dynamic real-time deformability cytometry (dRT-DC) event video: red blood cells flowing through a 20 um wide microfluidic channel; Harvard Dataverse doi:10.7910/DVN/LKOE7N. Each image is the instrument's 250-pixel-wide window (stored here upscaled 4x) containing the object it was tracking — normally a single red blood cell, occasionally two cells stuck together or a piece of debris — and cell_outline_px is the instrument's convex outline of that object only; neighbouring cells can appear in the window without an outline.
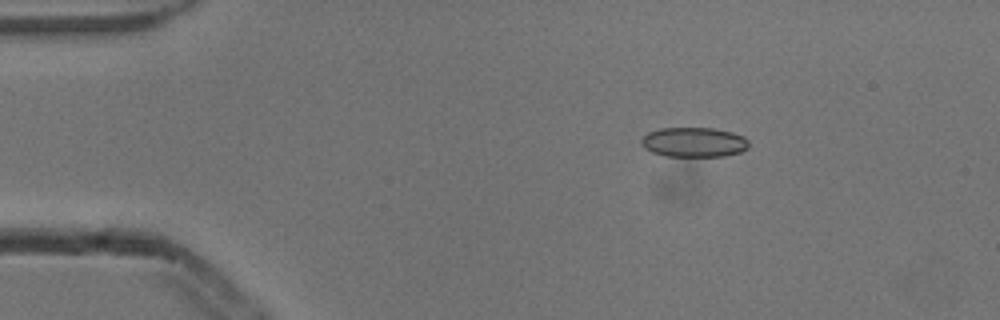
{"species": "common noctule bat (a hibernating species)", "species_latin": "Nyctalus noctula", "temperature_condition": "cold", "stored_images_in_passage": 5, "camera_frame_rate_fps": 3000, "um_per_image_px": 0.085, "animal": {"sex": "male", "body_mass_g": 13.3}, "frame": {"image": 1, "passage_image": 3, "time_ms": 0.667, "image_size_px": [1000, 320], "cell_outline_px": [[748, 148], [740, 152], [724, 156], [664, 156], [652, 152], [644, 148], [640, 140], [648, 132], [660, 128], [712, 128], [732, 132], [744, 136], [748, 140]], "centroid_in_image_um": [58.98, 12.08], "position_along_channel_um": 26.0, "area_um2": 18.67}}
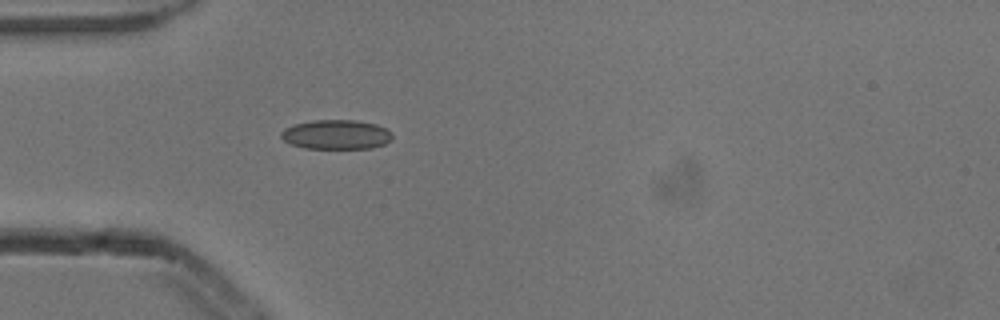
{"frame": {"image": 2, "passage_image": 5, "time_ms": 1.333, "image_size_px": [1000, 320], "cell_outline_px": [[392, 140], [384, 144], [372, 148], [304, 148], [292, 144], [284, 140], [280, 136], [280, 132], [284, 128], [292, 124], [312, 120], [356, 120], [376, 124], [392, 132]], "centroid_in_image_um": [28.57, 11.43], "position_along_channel_um": 56.4, "area_um2": 19.19}}